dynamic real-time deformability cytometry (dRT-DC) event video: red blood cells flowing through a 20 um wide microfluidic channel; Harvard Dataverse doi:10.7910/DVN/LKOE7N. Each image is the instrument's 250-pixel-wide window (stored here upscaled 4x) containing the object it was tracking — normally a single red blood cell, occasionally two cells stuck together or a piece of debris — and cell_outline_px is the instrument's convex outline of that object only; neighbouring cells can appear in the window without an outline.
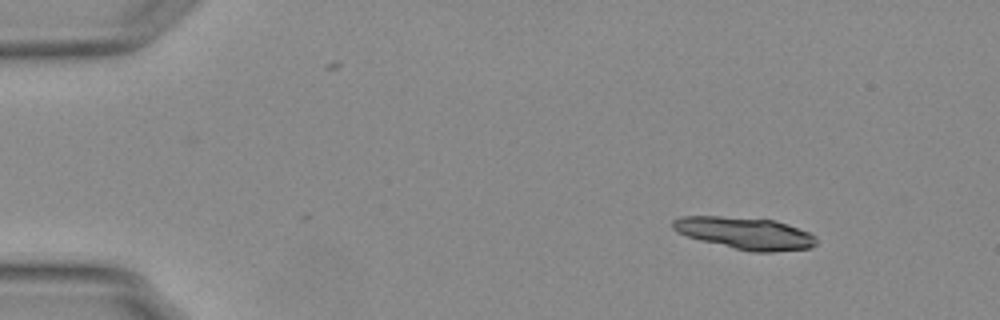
{"species": "Egyptian fruit bat (a non-hibernating species)", "species_latin": "Rousettus aegyptiacus", "temperature_condition": "warm", "stored_images_in_passage": 14, "camera_frame_rate_fps": 3000, "um_per_image_px": 0.085, "animal": {"sex": "female"}, "frame": {"image": 1, "passage_image": 1, "time_ms": 0.0, "image_size_px": [1000, 320], "cell_outline_px": [[816, 244], [812, 248], [772, 252], [752, 252], [700, 240], [676, 232], [672, 228], [672, 220], [684, 216], [720, 216], [772, 220], [788, 224], [808, 232], [816, 236]], "centroid_in_image_um": [63.34, 19.83], "position_along_channel_um": 21.7, "area_um2": 26.65}}
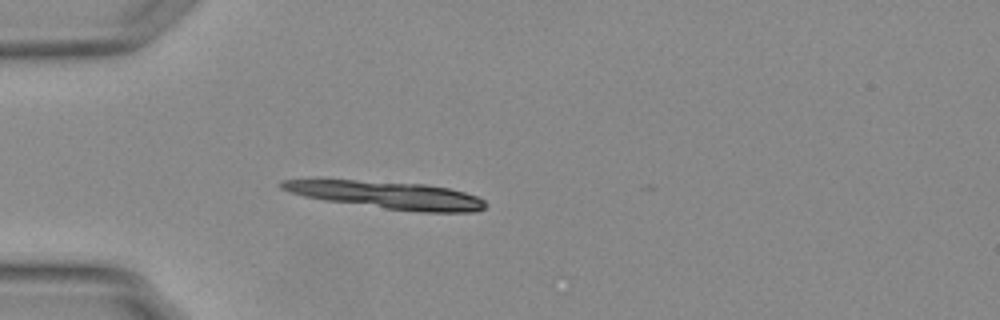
{"frame": {"image": 2, "passage_image": 10, "time_ms": 3.0, "image_size_px": [1000, 320], "cell_outline_px": [[488, 204], [484, 208], [476, 212], [420, 212], [384, 208], [328, 200], [304, 196], [280, 188], [280, 180], [356, 180], [424, 184], [448, 188], [464, 192], [476, 196], [484, 200]], "centroid_in_image_um": [32.99, 16.58], "position_along_channel_um": 52.0, "area_um2": 32.08}}